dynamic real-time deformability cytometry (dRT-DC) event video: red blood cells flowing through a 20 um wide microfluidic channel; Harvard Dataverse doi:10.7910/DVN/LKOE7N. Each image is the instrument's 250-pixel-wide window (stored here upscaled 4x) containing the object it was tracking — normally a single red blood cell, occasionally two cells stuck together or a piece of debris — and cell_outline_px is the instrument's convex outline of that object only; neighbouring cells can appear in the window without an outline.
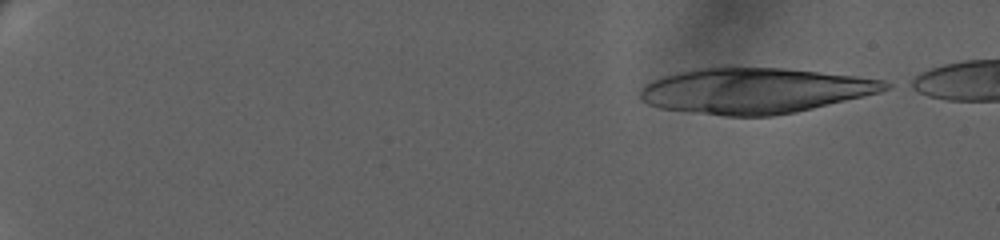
{"species": "human", "species_latin": "Homo sapiens", "temperature_condition": "warm", "stored_images_in_passage": 13, "camera_frame_rate_fps": 3000, "um_per_image_px": 0.085, "donor": {"sex": "female"}, "frame": {"image": 1, "passage_image": 1, "time_ms": 0.0, "image_size_px": [1000, 240], "cell_outline_px": [[892, 88], [880, 92], [864, 96], [796, 112], [772, 116], [724, 116], [660, 108], [648, 104], [640, 100], [640, 88], [644, 84], [660, 76], [692, 68], [724, 64], [732, 64], [780, 68], [856, 76], [884, 80], [892, 84]], "centroid_in_image_um": [64.08, 7.67], "position_along_channel_um": 20.9, "area_um2": 66.35}}